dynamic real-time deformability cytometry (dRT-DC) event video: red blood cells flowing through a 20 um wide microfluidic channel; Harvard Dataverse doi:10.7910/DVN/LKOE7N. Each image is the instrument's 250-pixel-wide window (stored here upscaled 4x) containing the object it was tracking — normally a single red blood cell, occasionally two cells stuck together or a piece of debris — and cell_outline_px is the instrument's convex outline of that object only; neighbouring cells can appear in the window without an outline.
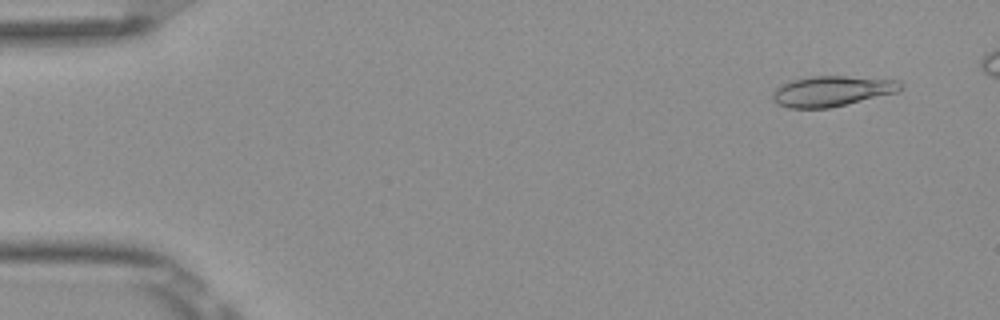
{"species": "Egyptian fruit bat (a non-hibernating species)", "species_latin": "Rousettus aegyptiacus", "temperature_condition": "room temperature", "stored_images_in_passage": 48, "camera_frame_rate_fps": 3000, "um_per_image_px": 0.085, "frame": {"image": 1, "passage_image": 4, "time_ms": 1.0, "image_size_px": [1000, 320], "cell_outline_px": [[904, 84], [896, 92], [828, 108], [788, 108], [776, 104], [772, 100], [772, 92], [780, 84], [792, 80], [812, 76], [844, 76], [900, 80]], "centroid_in_image_um": [70.65, 7.74], "position_along_channel_um": 14.3, "area_um2": 22.6}}
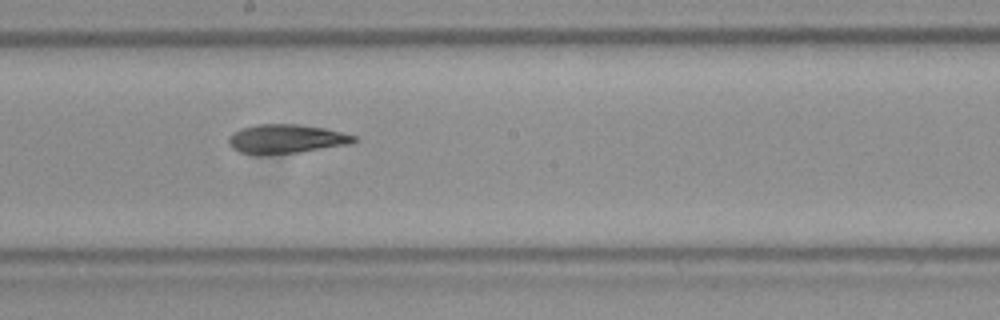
{"frame": {"image": 2, "passage_image": 29, "time_ms": 9.333, "image_size_px": [1000, 320], "cell_outline_px": [[356, 140], [352, 144], [300, 152], [240, 152], [232, 148], [228, 144], [228, 136], [232, 132], [240, 128], [256, 124], [300, 124], [324, 128], [356, 136]], "centroid_in_image_um": [24.34, 11.77], "position_along_channel_um": 223.9, "area_um2": 20.75}}
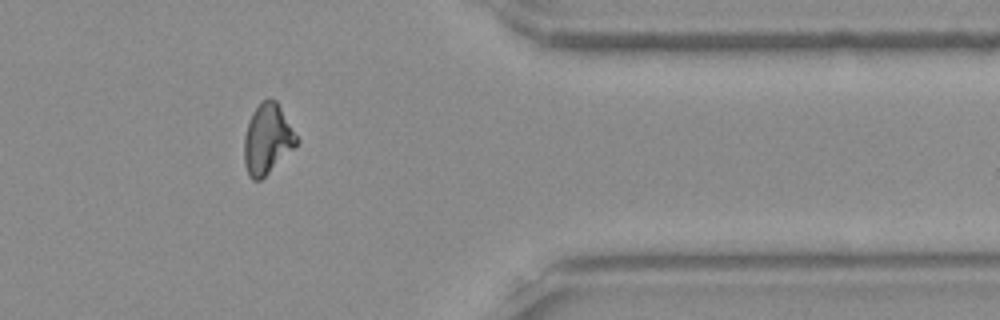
{"frame": {"image": 3, "passage_image": 43, "time_ms": 14.0, "image_size_px": [1000, 320], "cell_outline_px": [[300, 140], [260, 180], [252, 180], [248, 176], [244, 164], [244, 136], [252, 112], [264, 100], [276, 100]], "centroid_in_image_um": [22.7, 11.83], "position_along_channel_um": 388.7, "area_um2": 20.87}}